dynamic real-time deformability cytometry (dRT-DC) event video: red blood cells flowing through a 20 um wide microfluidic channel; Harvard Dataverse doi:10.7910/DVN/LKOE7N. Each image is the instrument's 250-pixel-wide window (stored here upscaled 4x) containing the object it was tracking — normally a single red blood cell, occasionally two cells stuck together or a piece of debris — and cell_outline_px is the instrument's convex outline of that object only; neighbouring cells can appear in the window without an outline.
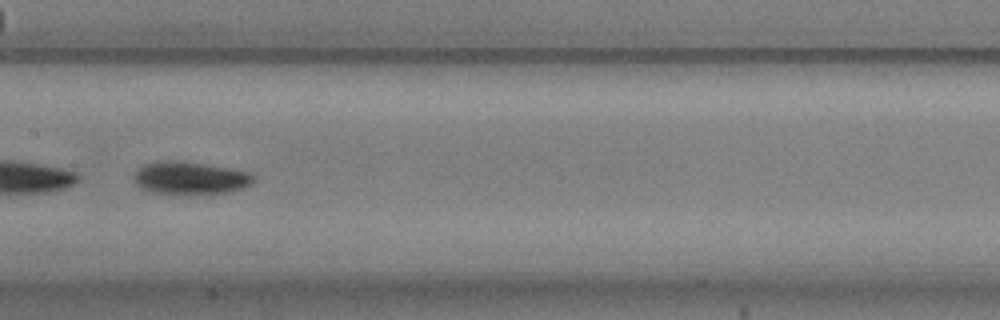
{"species": "common noctule bat (a hibernating species)", "species_latin": "Nyctalus noctula", "temperature_condition": "warm", "stored_images_in_passage": 9, "camera_frame_rate_fps": 3000, "um_per_image_px": 0.085, "animal": {"sex": "male", "body_mass_g": 20.5, "forearm_length_mm": 52.5}, "frame": {"image": 1, "passage_image": 7, "time_ms": 2.0, "image_size_px": [1000, 320], "cell_outline_px": [[256, 180], [252, 184], [244, 188], [228, 192], [152, 192], [140, 188], [136, 184], [136, 168], [144, 164], [156, 160], [184, 160], [232, 168], [252, 172], [256, 176]], "centroid_in_image_um": [16.23, 15.07], "position_along_channel_um": 191.2, "area_um2": 22.77}}
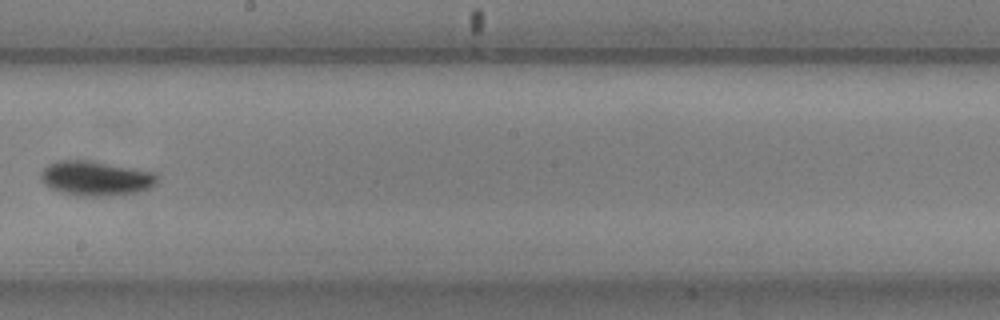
{"frame": {"image": 2, "passage_image": 8, "time_ms": 2.333, "image_size_px": [1000, 320], "cell_outline_px": [[160, 180], [152, 188], [136, 192], [104, 196], [76, 196], [52, 188], [40, 180], [40, 172], [48, 164], [56, 160], [88, 160], [156, 172], [160, 176]], "centroid_in_image_um": [8.19, 15.15], "position_along_channel_um": 240.0, "area_um2": 23.7}}
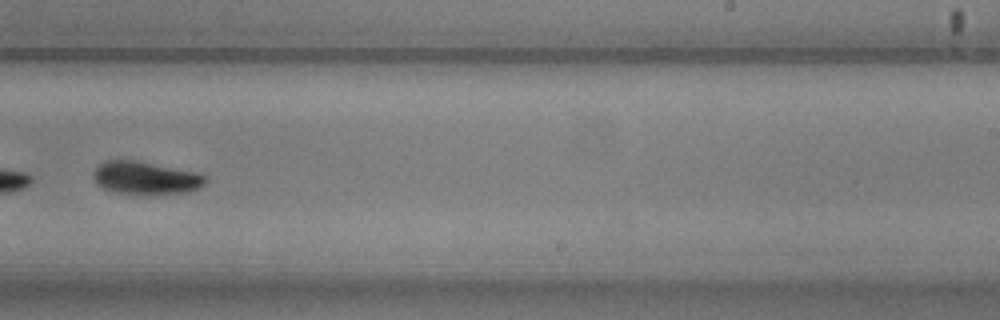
{"frame": {"image": 3, "passage_image": 9, "time_ms": 2.667, "image_size_px": [1000, 320], "cell_outline_px": [[208, 180], [200, 188], [188, 192], [152, 196], [144, 196], [116, 192], [104, 188], [96, 184], [92, 176], [92, 172], [104, 160], [136, 160], [200, 172]], "centroid_in_image_um": [12.41, 15.15], "position_along_channel_um": 276.6, "area_um2": 22.25}}